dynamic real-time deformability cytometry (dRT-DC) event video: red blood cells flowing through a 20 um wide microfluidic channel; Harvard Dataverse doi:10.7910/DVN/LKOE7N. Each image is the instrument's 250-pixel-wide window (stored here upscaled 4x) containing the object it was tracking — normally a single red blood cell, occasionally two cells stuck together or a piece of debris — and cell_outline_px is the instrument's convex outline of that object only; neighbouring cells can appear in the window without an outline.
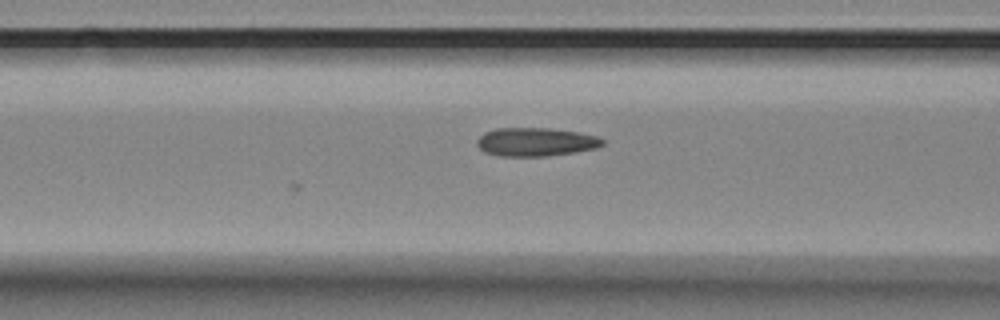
{"species": "Egyptian fruit bat (a non-hibernating species)", "species_latin": "Rousettus aegyptiacus", "temperature_condition": "room temperature", "stored_images_in_passage": 16, "camera_frame_rate_fps": 3000, "um_per_image_px": 0.085, "animal": {"sex": "female"}, "frame": {"image": 1, "passage_image": 16, "time_ms": 5.0, "image_size_px": [1000, 320], "cell_outline_px": [[604, 144], [596, 148], [572, 152], [544, 156], [500, 156], [484, 152], [476, 144], [476, 140], [484, 132], [496, 128], [552, 128], [576, 132], [596, 136], [604, 140]], "centroid_in_image_um": [45.49, 12.06], "position_along_channel_um": 121.1, "area_um2": 20.75}}